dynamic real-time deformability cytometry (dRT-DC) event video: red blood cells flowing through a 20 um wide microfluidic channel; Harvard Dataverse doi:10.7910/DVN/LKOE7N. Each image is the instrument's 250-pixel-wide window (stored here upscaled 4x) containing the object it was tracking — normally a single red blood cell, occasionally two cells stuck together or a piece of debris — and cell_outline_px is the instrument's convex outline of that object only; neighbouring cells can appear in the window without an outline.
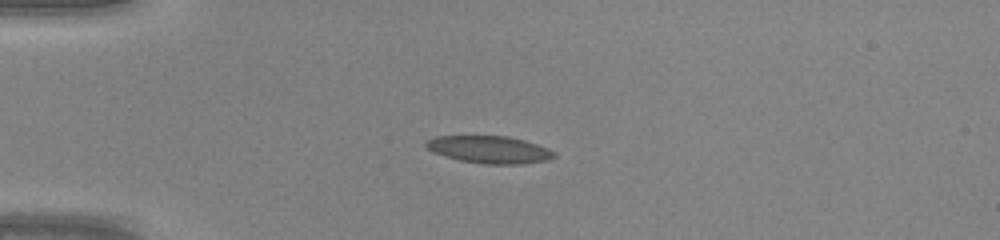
{"species": "common noctule bat (a hibernating species)", "species_latin": "Nyctalus noctula", "temperature_condition": "warm", "stored_images_in_passage": 35, "camera_frame_rate_fps": 3000, "um_per_image_px": 0.085, "animal": {"sex": "male", "body_mass_g": 20.0, "forearm_length_mm": 53.3}, "frame": {"image": 1, "passage_image": 1, "time_ms": 0.0, "image_size_px": [1000, 240], "cell_outline_px": [[556, 156], [548, 160], [520, 164], [484, 164], [460, 160], [444, 156], [432, 152], [424, 144], [424, 140], [436, 136], [508, 136], [524, 140], [548, 148], [556, 152]], "centroid_in_image_um": [41.58, 12.71], "position_along_channel_um": 43.4, "area_um2": 20.52}}
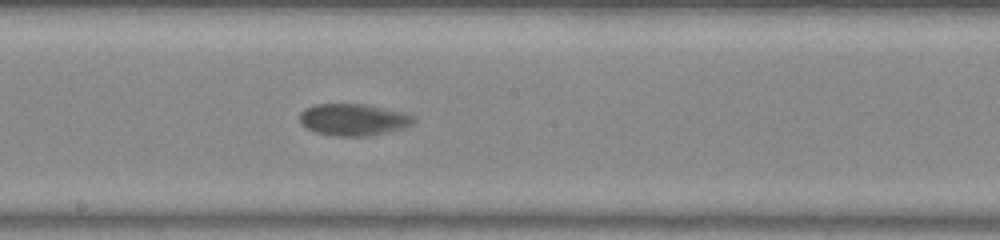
{"frame": {"image": 2, "passage_image": 15, "time_ms": 4.667, "image_size_px": [1000, 240], "cell_outline_px": [[416, 120], [412, 124], [400, 128], [368, 136], [332, 136], [316, 132], [300, 124], [300, 112], [304, 108], [316, 104], [364, 104], [400, 112], [416, 116]], "centroid_in_image_um": [29.99, 10.17], "position_along_channel_um": 218.2, "area_um2": 20.92}}
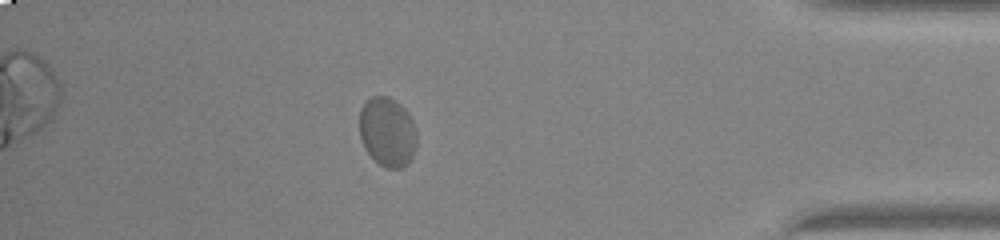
{"frame": {"image": 3, "passage_image": 30, "time_ms": 9.667, "image_size_px": [1000, 240], "cell_outline_px": [[416, 148], [408, 164], [400, 168], [388, 168], [380, 164], [364, 148], [360, 140], [360, 108], [372, 96], [388, 96], [396, 100], [408, 112], [412, 120], [416, 132]], "centroid_in_image_um": [32.93, 11.2], "position_along_channel_um": 402.3, "area_um2": 23.18}}